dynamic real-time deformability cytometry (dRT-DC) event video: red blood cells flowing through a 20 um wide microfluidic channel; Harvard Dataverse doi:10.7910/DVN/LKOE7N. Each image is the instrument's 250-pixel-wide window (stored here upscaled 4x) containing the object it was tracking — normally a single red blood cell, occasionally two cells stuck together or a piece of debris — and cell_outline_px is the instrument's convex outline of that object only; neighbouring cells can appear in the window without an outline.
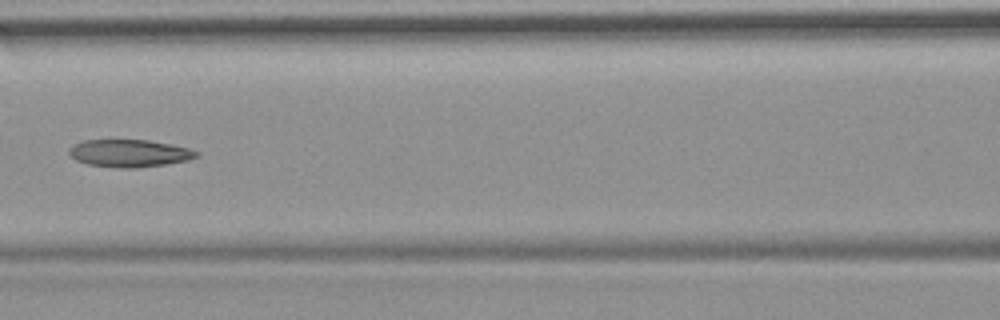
{"species": "common noctule bat (a hibernating species)", "species_latin": "Nyctalus noctula", "temperature_condition": "room temperature", "stored_images_in_passage": 9, "camera_frame_rate_fps": 3000, "um_per_image_px": 0.085, "animal": {"sex": "female", "body_mass_g": 19.9}, "frame": {"image": 1, "passage_image": 6, "time_ms": 6.667, "image_size_px": [1000, 320], "cell_outline_px": [[200, 156], [188, 160], [164, 164], [136, 168], [120, 168], [88, 164], [76, 160], [68, 152], [68, 148], [72, 144], [84, 140], [148, 140], [172, 144], [188, 148], [200, 152]], "centroid_in_image_um": [11.0, 13.02], "position_along_channel_um": 155.6, "area_um2": 20.46}}
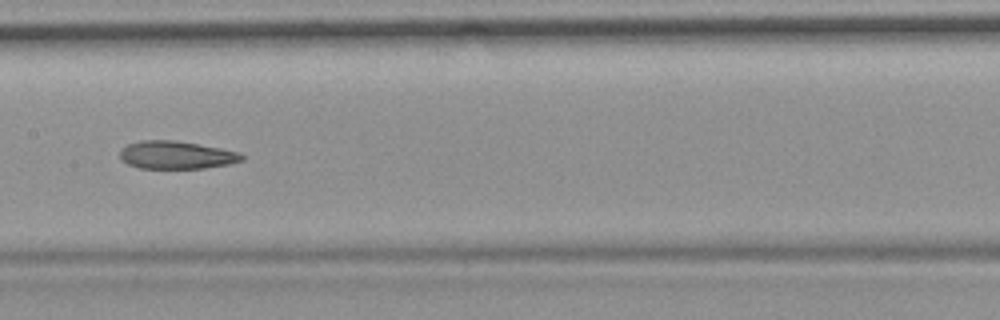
{"frame": {"image": 2, "passage_image": 7, "time_ms": 7.667, "image_size_px": [1000, 320], "cell_outline_px": [[244, 160], [228, 164], [204, 168], [140, 168], [128, 164], [120, 160], [120, 152], [128, 144], [140, 140], [176, 140], [220, 148], [240, 152], [244, 156]], "centroid_in_image_um": [14.99, 13.17], "position_along_channel_um": 192.4, "area_um2": 19.77}}